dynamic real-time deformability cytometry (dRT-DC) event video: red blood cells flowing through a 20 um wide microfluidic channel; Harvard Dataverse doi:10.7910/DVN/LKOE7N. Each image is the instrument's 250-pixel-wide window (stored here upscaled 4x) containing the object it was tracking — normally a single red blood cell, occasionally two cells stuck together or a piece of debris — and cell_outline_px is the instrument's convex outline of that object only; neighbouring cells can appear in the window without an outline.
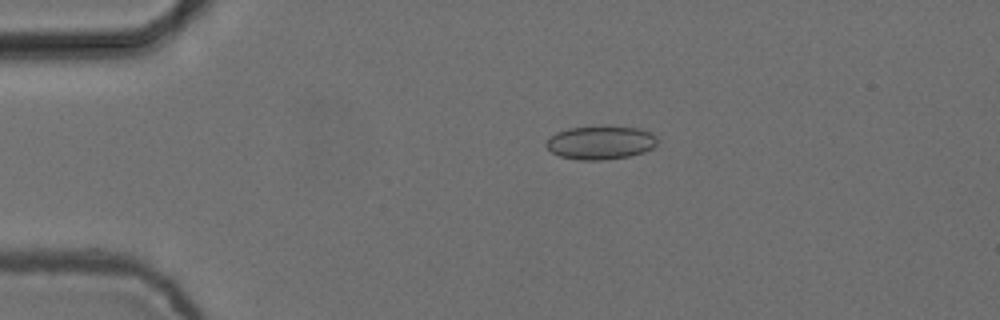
{"species": "common noctule bat (a hibernating species)", "species_latin": "Nyctalus noctula", "temperature_condition": "cold", "stored_images_in_passage": 5, "camera_frame_rate_fps": 3000, "um_per_image_px": 0.085, "animal": {"sex": "female", "body_mass_g": 24.6, "forearm_length_mm": 56.2}, "frame": {"image": 1, "passage_image": 4, "time_ms": 1.0, "image_size_px": [1000, 320], "cell_outline_px": [[656, 144], [652, 148], [644, 152], [628, 156], [604, 160], [576, 160], [560, 156], [552, 152], [544, 144], [556, 132], [568, 128], [640, 128], [652, 132], [656, 136]], "centroid_in_image_um": [51.04, 12.15], "position_along_channel_um": 34.0, "area_um2": 21.21}}